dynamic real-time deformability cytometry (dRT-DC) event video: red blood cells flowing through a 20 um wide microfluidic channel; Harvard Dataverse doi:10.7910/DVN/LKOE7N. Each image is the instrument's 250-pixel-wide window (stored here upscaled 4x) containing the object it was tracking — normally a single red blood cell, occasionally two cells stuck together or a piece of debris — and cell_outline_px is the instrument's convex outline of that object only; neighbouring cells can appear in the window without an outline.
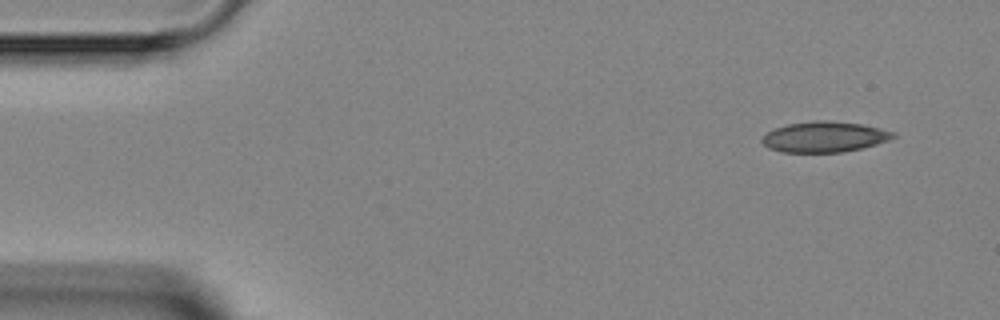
{"species": "Egyptian fruit bat (a non-hibernating species)", "species_latin": "Rousettus aegyptiacus", "temperature_condition": "room temperature", "stored_images_in_passage": 4, "camera_frame_rate_fps": 3000, "um_per_image_px": 0.085, "animal": {"sex": "female"}, "frame": {"image": 1, "passage_image": 1, "time_ms": 0.0, "image_size_px": [1000, 320], "cell_outline_px": [[896, 136], [888, 140], [876, 144], [844, 152], [780, 152], [768, 148], [760, 140], [768, 132], [776, 128], [788, 124], [816, 120], [828, 120], [860, 124], [896, 132]], "centroid_in_image_um": [70.07, 11.63], "position_along_channel_um": 14.9, "area_um2": 23.24}}
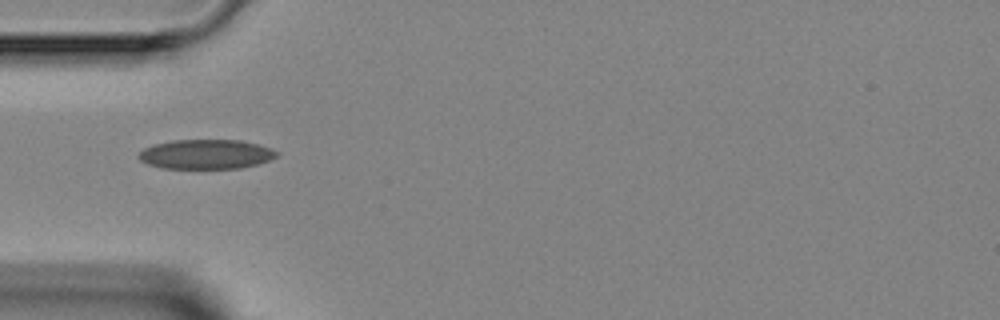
{"frame": {"image": 2, "passage_image": 4, "time_ms": 3.667, "image_size_px": [1000, 320], "cell_outline_px": [[280, 152], [276, 156], [268, 160], [256, 164], [240, 168], [160, 168], [148, 164], [140, 160], [136, 156], [144, 148], [152, 144], [172, 140], [240, 140], [260, 144], [272, 148]], "centroid_in_image_um": [17.5, 13.1], "position_along_channel_um": 67.5, "area_um2": 23.87}}